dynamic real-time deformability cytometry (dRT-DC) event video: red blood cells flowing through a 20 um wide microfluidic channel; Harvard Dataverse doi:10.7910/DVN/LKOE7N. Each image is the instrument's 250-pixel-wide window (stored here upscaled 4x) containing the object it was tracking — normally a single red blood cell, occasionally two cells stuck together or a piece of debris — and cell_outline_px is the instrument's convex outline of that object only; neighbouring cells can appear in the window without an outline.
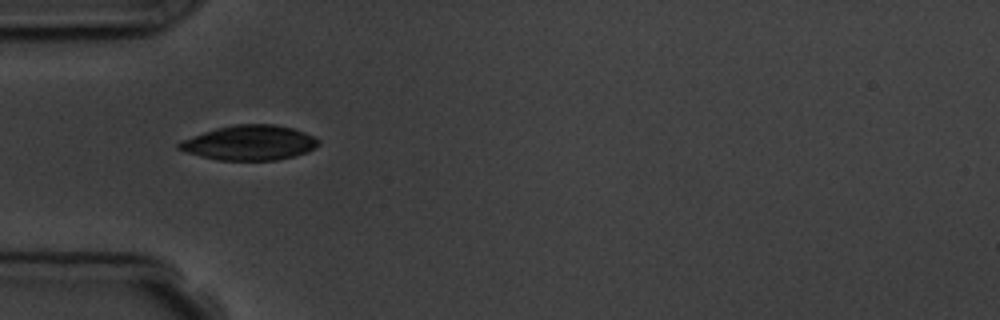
{"species": "common noctule bat (a hibernating species)", "species_latin": "Nyctalus noctula", "temperature_condition": "room temperature", "stored_images_in_passage": 3, "camera_frame_rate_fps": 3000, "um_per_image_px": 0.085, "animal": {"sex": "male", "body_mass_g": 19.5, "forearm_length_mm": 54.6}, "frame": {"image": 1, "passage_image": 2, "time_ms": 1.333, "image_size_px": [1000, 320], "cell_outline_px": [[320, 144], [308, 152], [276, 160], [216, 160], [200, 156], [176, 148], [176, 144], [180, 140], [216, 128], [236, 124], [272, 124], [292, 128], [304, 132], [320, 140]], "centroid_in_image_um": [21.19, 12.13], "position_along_channel_um": 63.8, "area_um2": 28.26}}